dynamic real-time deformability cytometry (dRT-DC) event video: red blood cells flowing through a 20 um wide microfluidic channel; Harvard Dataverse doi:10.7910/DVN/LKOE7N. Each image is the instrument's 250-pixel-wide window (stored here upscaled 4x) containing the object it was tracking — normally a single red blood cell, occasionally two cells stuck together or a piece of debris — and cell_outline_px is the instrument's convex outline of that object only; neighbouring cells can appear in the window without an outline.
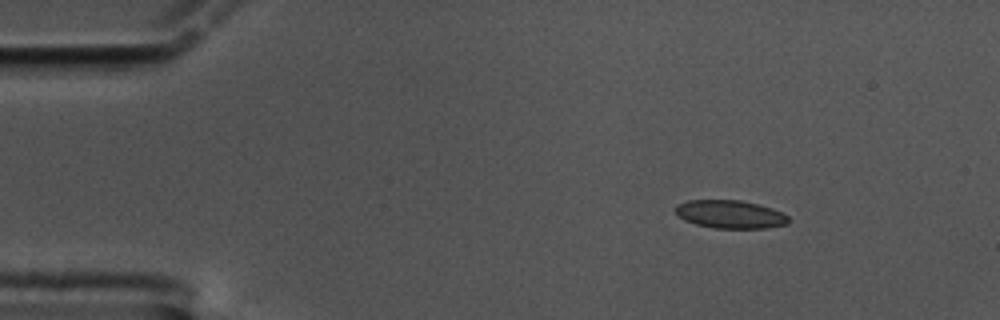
{"species": "common noctule bat (a hibernating species)", "species_latin": "Nyctalus noctula", "temperature_condition": "cold", "stored_images_in_passage": 52, "camera_frame_rate_fps": 3000, "um_per_image_px": 0.085, "animal": {"sex": "male", "body_mass_g": 17.5, "forearm_length_mm": 52.3}, "frame": {"image": 1, "passage_image": 1, "time_ms": 0.0, "image_size_px": [1000, 320], "cell_outline_px": [[788, 224], [768, 228], [712, 228], [696, 224], [684, 220], [676, 212], [676, 204], [688, 200], [740, 200], [760, 204], [772, 208], [788, 216]], "centroid_in_image_um": [62.08, 18.21], "position_along_channel_um": 22.9, "area_um2": 18.55}}
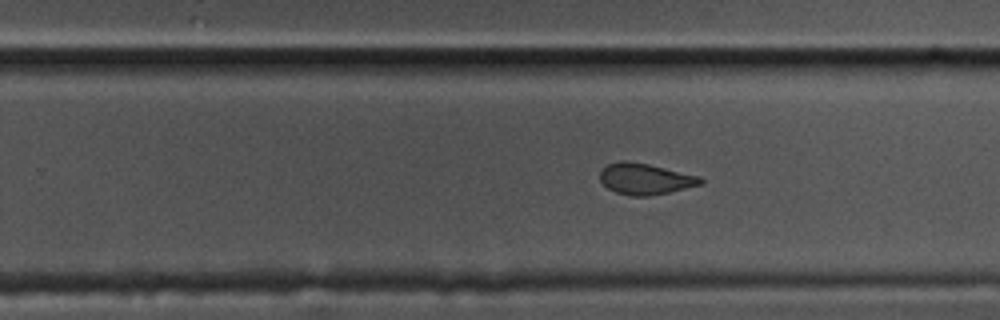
{"frame": {"image": 2, "passage_image": 30, "time_ms": 9.667, "image_size_px": [1000, 320], "cell_outline_px": [[704, 184], [668, 192], [648, 196], [632, 196], [616, 192], [608, 188], [600, 180], [600, 168], [608, 164], [620, 160], [628, 160], [648, 164], [700, 176], [704, 180]], "centroid_in_image_um": [54.83, 15.19], "position_along_channel_um": 275.0, "area_um2": 18.32}}
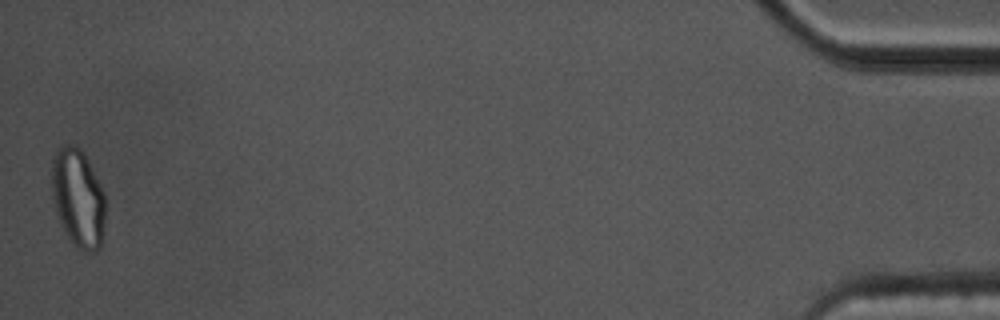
{"frame": {"image": 3, "passage_image": 52, "time_ms": 17.0, "image_size_px": [1000, 320], "cell_outline_px": [[104, 220], [100, 248], [96, 252], [84, 252], [76, 248], [72, 244], [60, 224], [56, 212], [52, 196], [52, 160], [56, 152], [64, 144], [76, 144], [80, 148], [104, 192]], "centroid_in_image_um": [6.62, 16.87], "position_along_channel_um": 428.6, "area_um2": 30.63}, "authors_computed_cell_mechanics": {"area_um2": 18.9584, "velocity_mm_per_s": 3.364, "shape_relaxation_time_tau1_ms": 7.9442, "shape_relaxation_time_tau2_ms": 1.0739, "deformation_change_tau1": 0.1653, "deformation_change_tau2": 0.0684}}